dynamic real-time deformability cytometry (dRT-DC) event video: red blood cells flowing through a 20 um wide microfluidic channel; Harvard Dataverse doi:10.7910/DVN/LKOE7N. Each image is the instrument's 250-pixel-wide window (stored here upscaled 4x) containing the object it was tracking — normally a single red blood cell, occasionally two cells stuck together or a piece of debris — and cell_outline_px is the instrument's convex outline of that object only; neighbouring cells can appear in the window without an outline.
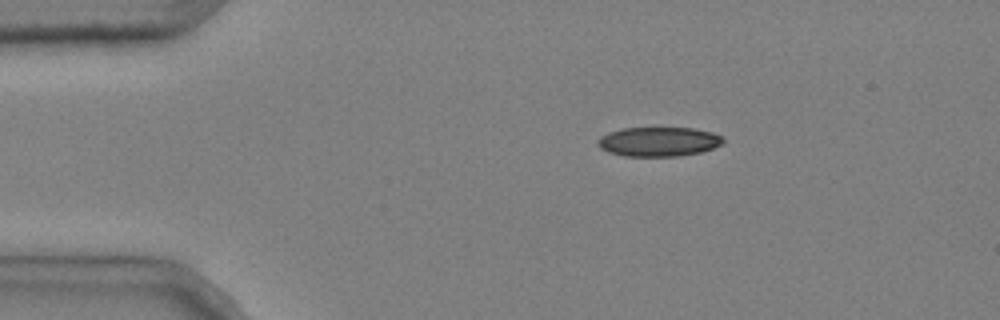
{"species": "common noctule bat (a hibernating species)", "species_latin": "Nyctalus noctula", "temperature_condition": "cold", "stored_images_in_passage": 41, "camera_frame_rate_fps": 3000, "um_per_image_px": 0.085, "animal": {"sex": "male", "body_mass_g": 20.4}, "frame": {"image": 1, "passage_image": 1, "time_ms": 0.0, "image_size_px": [1000, 320], "cell_outline_px": [[724, 144], [700, 152], [676, 156], [624, 156], [608, 152], [600, 148], [596, 144], [596, 140], [600, 136], [608, 132], [624, 128], [692, 128], [712, 132], [720, 136], [724, 140]], "centroid_in_image_um": [55.94, 12.04], "position_along_channel_um": 29.1, "area_um2": 21.5}}
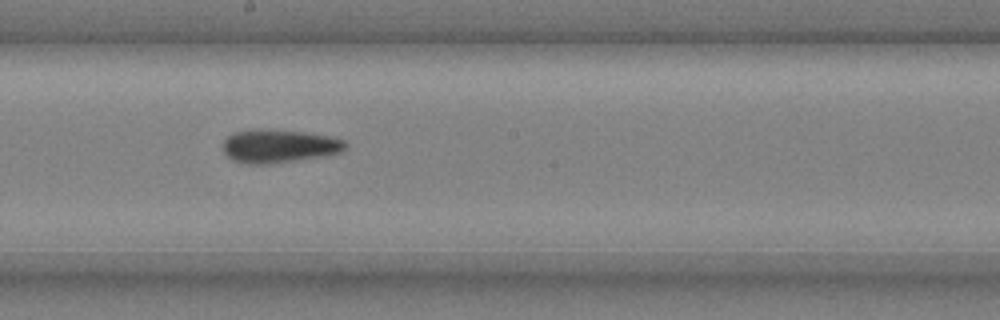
{"frame": {"image": 2, "passage_image": 21, "time_ms": 6.667, "image_size_px": [1000, 320], "cell_outline_px": [[348, 144], [340, 152], [324, 156], [296, 160], [264, 164], [244, 164], [232, 160], [224, 152], [224, 140], [228, 136], [236, 132], [304, 132], [328, 136], [344, 140]], "centroid_in_image_um": [23.75, 12.47], "position_along_channel_um": 224.5, "area_um2": 22.66}}
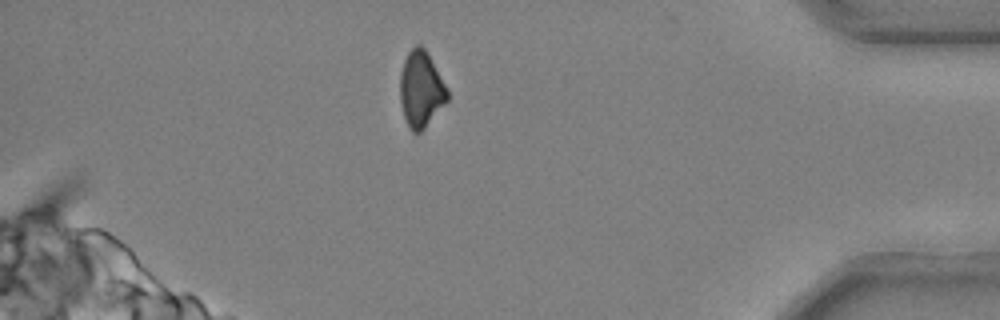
{"frame": {"image": 3, "passage_image": 38, "time_ms": 12.333, "image_size_px": [1000, 320], "cell_outline_px": [[448, 100], [424, 128], [420, 132], [412, 132], [408, 128], [404, 116], [400, 100], [400, 72], [404, 60], [408, 52], [416, 44], [420, 44], [424, 48], [448, 88]], "centroid_in_image_um": [35.77, 7.59], "position_along_channel_um": 399.4, "area_um2": 20.87}, "authors_computed_cell_mechanics": {"area_um2": 22.7732, "velocity_mm_per_s": 3.7073, "shape_relaxation_time_tau1_ms": null, "shape_relaxation_time_tau2_ms": 10.1616, "deformation_change_tau1": null, "deformation_change_tau2": 0.1884}}